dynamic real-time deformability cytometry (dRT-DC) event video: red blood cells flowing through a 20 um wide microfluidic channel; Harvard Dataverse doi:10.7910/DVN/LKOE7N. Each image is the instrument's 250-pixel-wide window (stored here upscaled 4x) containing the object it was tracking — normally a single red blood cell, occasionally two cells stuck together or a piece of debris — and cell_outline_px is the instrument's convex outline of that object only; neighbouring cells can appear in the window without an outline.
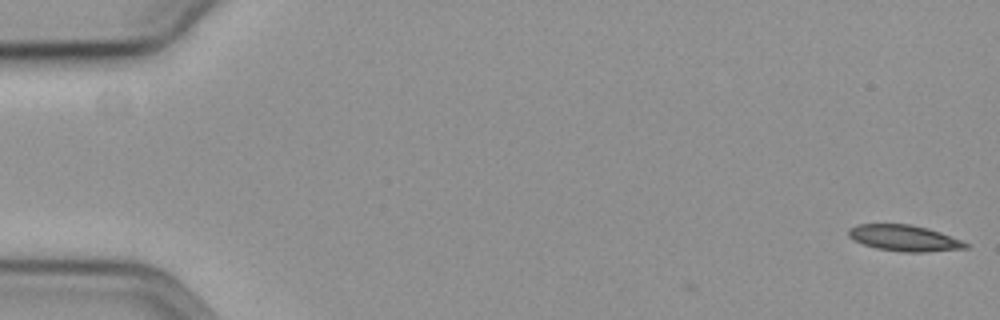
{"species": "common noctule bat (a hibernating species)", "species_latin": "Nyctalus noctula", "temperature_condition": "cold", "stored_images_in_passage": 4, "camera_frame_rate_fps": 3000, "um_per_image_px": 0.085, "animal": {"sex": "female", "body_mass_g": 19.3, "forearm_length_mm": 54.1}, "frame": {"image": 1, "passage_image": 1, "time_ms": 0.0, "image_size_px": [1000, 320], "cell_outline_px": [[968, 248], [924, 252], [904, 252], [876, 248], [852, 240], [848, 236], [848, 228], [856, 224], [912, 224], [928, 228], [940, 232], [960, 240], [968, 244]], "centroid_in_image_um": [76.82, 20.23], "position_along_channel_um": 8.2, "area_um2": 17.8}}